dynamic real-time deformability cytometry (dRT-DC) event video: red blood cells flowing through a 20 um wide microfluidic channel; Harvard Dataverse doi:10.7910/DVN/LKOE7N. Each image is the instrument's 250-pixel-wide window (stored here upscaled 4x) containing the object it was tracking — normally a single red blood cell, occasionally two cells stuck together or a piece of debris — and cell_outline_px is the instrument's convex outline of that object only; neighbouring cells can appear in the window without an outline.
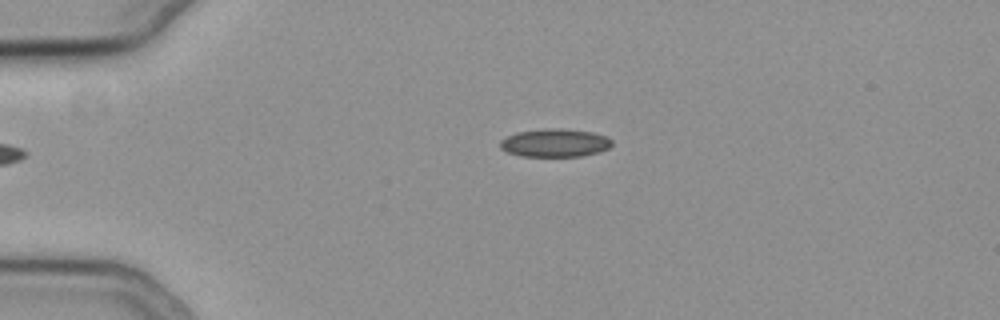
{"species": "common noctule bat (a hibernating species)", "species_latin": "Nyctalus noctula", "temperature_condition": "cold", "stored_images_in_passage": 37, "camera_frame_rate_fps": 3000, "um_per_image_px": 0.085, "animal": {"sex": "female", "body_mass_g": 19.3, "forearm_length_mm": 54.1}, "frame": {"image": 1, "passage_image": 1, "time_ms": 0.0, "image_size_px": [1000, 320], "cell_outline_px": [[612, 144], [608, 148], [600, 152], [580, 156], [520, 156], [508, 152], [500, 148], [500, 140], [516, 132], [548, 128], [556, 128], [592, 132], [608, 136], [612, 140]], "centroid_in_image_um": [47.18, 12.14], "position_along_channel_um": 37.8, "area_um2": 18.32}}
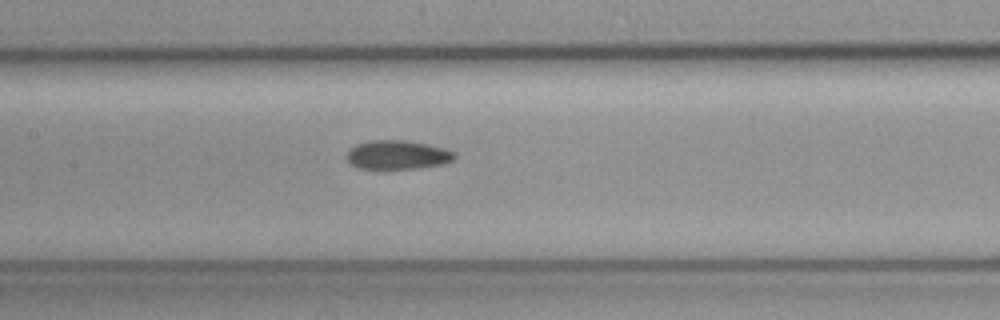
{"frame": {"image": 2, "passage_image": 15, "time_ms": 4.667, "image_size_px": [1000, 320], "cell_outline_px": [[456, 156], [452, 160], [440, 164], [416, 168], [360, 168], [348, 164], [348, 152], [356, 144], [372, 140], [404, 140], [428, 144], [444, 148], [456, 152]], "centroid_in_image_um": [33.79, 13.15], "position_along_channel_um": 173.6, "area_um2": 17.92}}
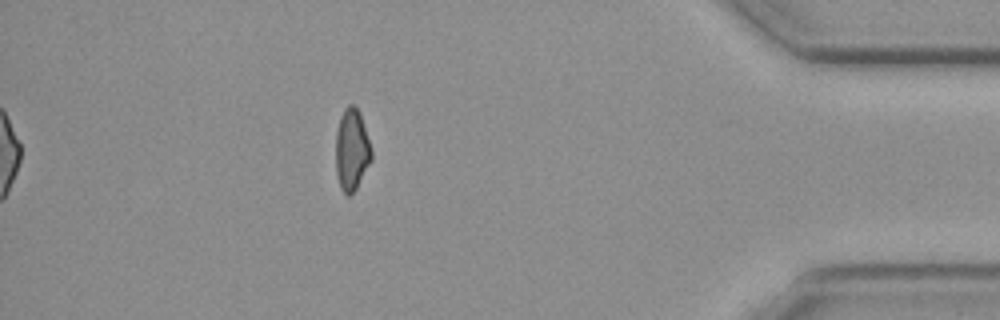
{"frame": {"image": 3, "passage_image": 37, "time_ms": 12.0, "image_size_px": [1000, 320], "cell_outline_px": [[372, 160], [356, 188], [348, 196], [340, 188], [336, 172], [336, 132], [340, 116], [344, 108], [348, 104], [352, 104], [360, 112], [372, 152]], "centroid_in_image_um": [29.89, 12.71], "position_along_channel_um": 405.3, "area_um2": 16.94}}